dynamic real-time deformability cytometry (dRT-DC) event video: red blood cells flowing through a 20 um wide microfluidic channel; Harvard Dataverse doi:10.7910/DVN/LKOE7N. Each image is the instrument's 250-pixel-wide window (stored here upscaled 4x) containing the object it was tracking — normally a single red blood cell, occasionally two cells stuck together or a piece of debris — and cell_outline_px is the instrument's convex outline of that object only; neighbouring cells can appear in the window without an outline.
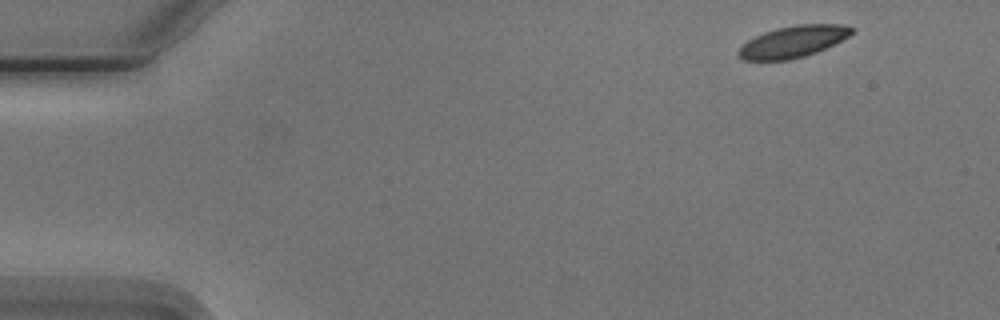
{"species": "Egyptian fruit bat (a non-hibernating species)", "species_latin": "Rousettus aegyptiacus", "temperature_condition": "cold", "stored_images_in_passage": 5, "camera_frame_rate_fps": 3000, "um_per_image_px": 0.085, "animal": {"sex": "male"}, "frame": {"image": 1, "passage_image": 1, "time_ms": 0.0, "image_size_px": [1000, 320], "cell_outline_px": [[856, 32], [816, 52], [804, 56], [788, 60], [744, 60], [736, 52], [748, 40], [764, 32], [776, 28], [796, 24], [840, 24], [856, 28]], "centroid_in_image_um": [67.43, 3.52], "position_along_channel_um": 17.6, "area_um2": 20.69}}
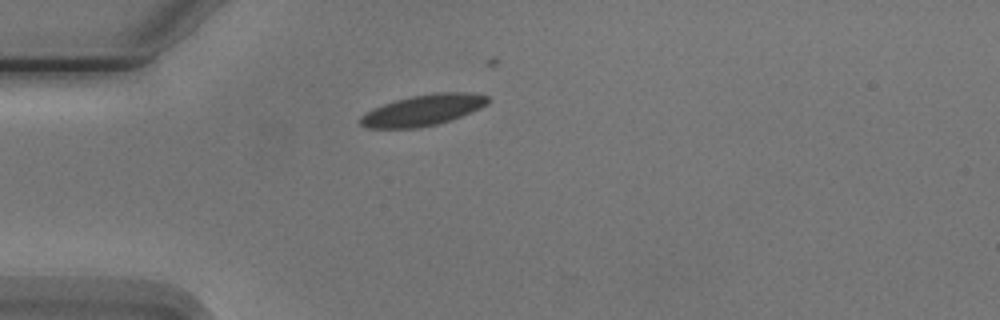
{"frame": {"image": 2, "passage_image": 4, "time_ms": 3.333, "image_size_px": [1000, 320], "cell_outline_px": [[492, 100], [488, 104], [480, 108], [452, 120], [420, 128], [368, 128], [360, 124], [360, 116], [364, 112], [384, 104], [396, 100], [412, 96], [432, 92], [468, 92], [488, 96]], "centroid_in_image_um": [35.98, 9.36], "position_along_channel_um": 49.0, "area_um2": 23.18}}